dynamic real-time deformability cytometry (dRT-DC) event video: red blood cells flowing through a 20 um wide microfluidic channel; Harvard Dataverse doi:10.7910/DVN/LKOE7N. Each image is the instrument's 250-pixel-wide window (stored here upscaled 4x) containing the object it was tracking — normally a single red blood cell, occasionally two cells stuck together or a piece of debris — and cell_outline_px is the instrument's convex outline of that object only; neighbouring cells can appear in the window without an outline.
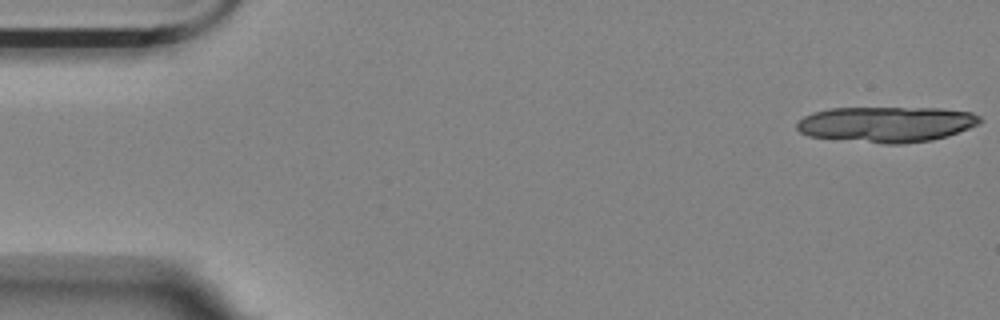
{"species": "Egyptian fruit bat (a non-hibernating species)", "species_latin": "Rousettus aegyptiacus", "temperature_condition": "room temperature", "stored_images_in_passage": 40, "camera_frame_rate_fps": 3000, "um_per_image_px": 0.085, "animal": {"sex": "female"}, "frame": {"image": 1, "passage_image": 1, "time_ms": 0.0, "image_size_px": [1000, 320], "cell_outline_px": [[984, 120], [980, 124], [948, 136], [932, 140], [904, 144], [884, 144], [808, 136], [800, 132], [796, 128], [796, 124], [804, 116], [812, 112], [828, 108], [940, 108], [972, 112], [980, 116]], "centroid_in_image_um": [75.38, 10.56], "position_along_channel_um": 9.6, "area_um2": 38.38}}
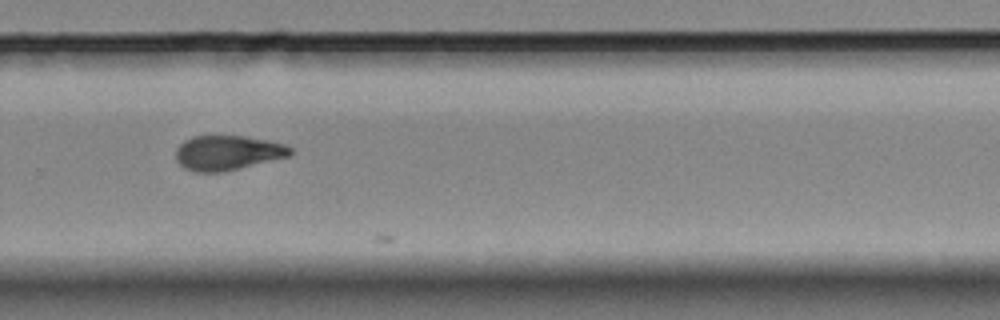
{"frame": {"image": 2, "passage_image": 38, "time_ms": 12.333, "image_size_px": [1000, 320], "cell_outline_px": [[292, 152], [288, 156], [220, 172], [196, 172], [184, 168], [176, 160], [176, 148], [184, 140], [192, 136], [244, 136], [284, 144], [292, 148]], "centroid_in_image_um": [19.29, 12.98], "position_along_channel_um": 310.5, "area_um2": 22.77}}